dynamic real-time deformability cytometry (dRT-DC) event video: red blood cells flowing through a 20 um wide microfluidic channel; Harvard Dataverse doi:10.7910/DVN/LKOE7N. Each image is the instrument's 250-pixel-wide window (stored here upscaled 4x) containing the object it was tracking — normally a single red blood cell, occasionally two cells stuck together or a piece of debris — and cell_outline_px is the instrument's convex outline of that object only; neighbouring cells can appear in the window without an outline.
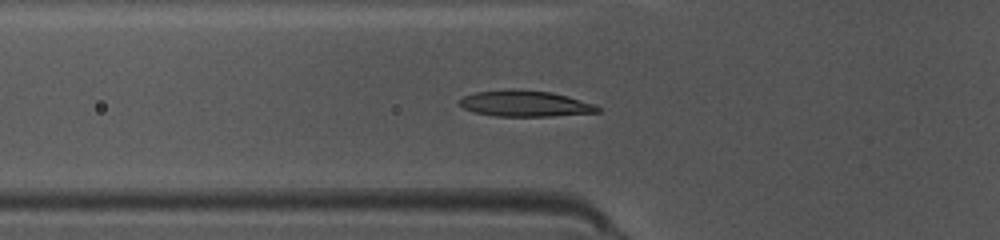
{"species": "common noctule bat (a hibernating species)", "species_latin": "Nyctalus noctula", "temperature_condition": "warm", "stored_images_in_passage": 48, "camera_frame_rate_fps": 3000, "um_per_image_px": 0.085, "animal": {"sex": "female", "body_mass_g": 10.0, "forearm_length_mm": 53.1}, "frame": {"image": 1, "passage_image": 16, "time_ms": 5.0, "image_size_px": [1000, 240], "cell_outline_px": [[600, 112], [552, 116], [496, 116], [476, 112], [464, 108], [456, 100], [464, 96], [476, 92], [512, 88], [552, 92], [568, 96], [596, 104], [600, 108]], "centroid_in_image_um": [44.65, 8.79], "position_along_channel_um": 81.2, "area_um2": 21.1}}
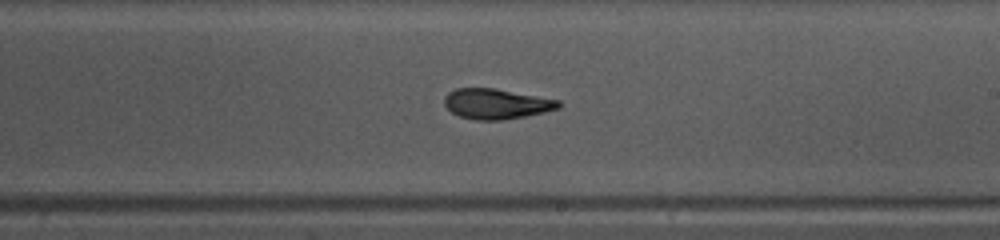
{"frame": {"image": 2, "passage_image": 28, "time_ms": 9.0, "image_size_px": [1000, 240], "cell_outline_px": [[560, 108], [544, 112], [504, 120], [476, 120], [460, 116], [452, 112], [444, 104], [444, 96], [448, 92], [456, 88], [492, 88], [560, 100]], "centroid_in_image_um": [42.17, 8.83], "position_along_channel_um": 246.8, "area_um2": 20.0}}
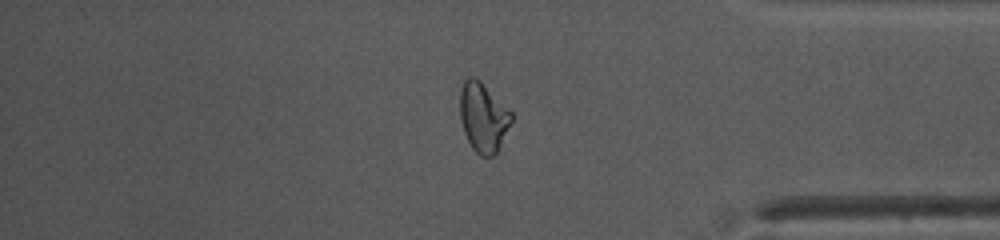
{"frame": {"image": 3, "passage_image": 40, "time_ms": 13.0, "image_size_px": [1000, 240], "cell_outline_px": [[512, 124], [496, 152], [492, 156], [480, 156], [472, 148], [464, 132], [460, 116], [460, 92], [464, 80], [468, 76], [472, 76], [480, 80], [512, 112]], "centroid_in_image_um": [41.08, 9.95], "position_along_channel_um": 394.1, "area_um2": 20.75}, "authors_computed_cell_mechanics": {"area_um2": 20.2589, "velocity_mm_per_s": 4.1111, "shape_relaxation_time_tau1_ms": 4.3409, "shape_relaxation_time_tau2_ms": 1.7844, "deformation_change_tau1": 0.1401, "deformation_change_tau2": 0.0851}}